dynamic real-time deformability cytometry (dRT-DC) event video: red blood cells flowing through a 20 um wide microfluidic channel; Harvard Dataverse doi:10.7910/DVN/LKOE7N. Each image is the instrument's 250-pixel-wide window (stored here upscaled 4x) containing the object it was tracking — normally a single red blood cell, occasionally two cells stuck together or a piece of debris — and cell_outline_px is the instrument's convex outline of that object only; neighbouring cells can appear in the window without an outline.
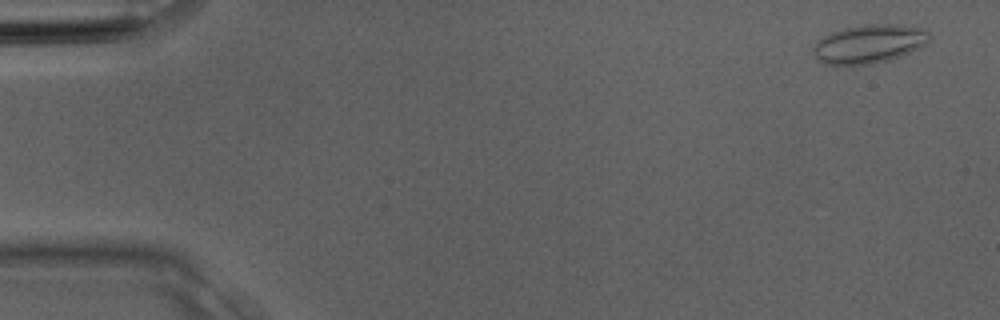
{"species": "Egyptian fruit bat (a non-hibernating species)", "species_latin": "Rousettus aegyptiacus", "temperature_condition": "room temperature", "stored_images_in_passage": 4, "camera_frame_rate_fps": 3000, "um_per_image_px": 0.085, "animal": {"sex": "male"}, "frame": {"image": 1, "passage_image": 1, "time_ms": 0.0, "image_size_px": [1000, 320], "cell_outline_px": [[932, 40], [900, 56], [888, 60], [868, 64], [824, 64], [816, 60], [812, 52], [812, 48], [816, 40], [832, 32], [844, 28], [864, 24], [904, 24], [920, 28], [928, 32]], "centroid_in_image_um": [73.83, 3.71], "position_along_channel_um": 11.2, "area_um2": 26.13}}